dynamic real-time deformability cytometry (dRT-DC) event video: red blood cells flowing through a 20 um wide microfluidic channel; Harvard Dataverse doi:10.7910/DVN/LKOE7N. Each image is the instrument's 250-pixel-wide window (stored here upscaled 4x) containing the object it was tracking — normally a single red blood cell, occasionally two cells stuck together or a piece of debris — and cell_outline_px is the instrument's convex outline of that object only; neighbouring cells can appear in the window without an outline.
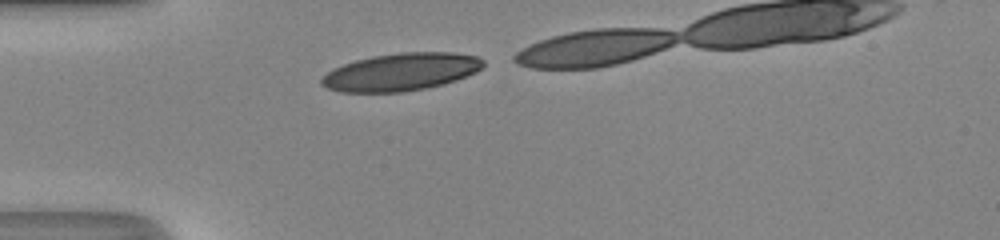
{"species": "human", "species_latin": "Homo sapiens", "temperature_condition": "room temperature", "stored_images_in_passage": 9, "camera_frame_rate_fps": 3000, "um_per_image_px": 0.085, "donor": {"sex": "male"}, "frame": {"image": 1, "passage_image": 1, "time_ms": 0.0, "image_size_px": [1000, 240], "cell_outline_px": [[484, 64], [476, 72], [456, 80], [444, 84], [428, 88], [404, 92], [340, 92], [328, 88], [320, 84], [320, 80], [332, 68], [356, 60], [372, 56], [400, 52], [452, 52], [476, 56], [484, 60]], "centroid_in_image_um": [34.08, 6.12], "position_along_channel_um": 50.9, "area_um2": 35.49}}
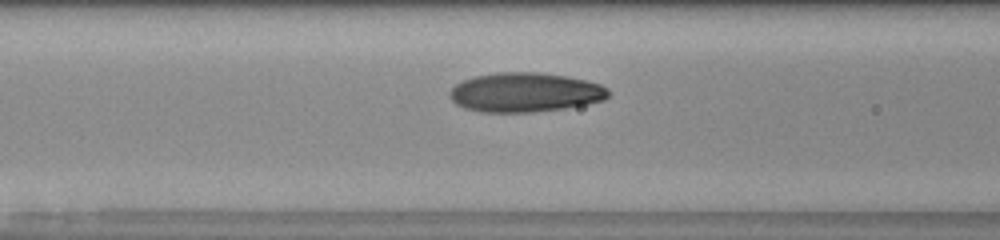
{"frame": {"image": 2, "passage_image": 7, "time_ms": 2.0, "image_size_px": [1000, 240], "cell_outline_px": [[612, 92], [604, 100], [564, 108], [528, 112], [484, 112], [464, 108], [456, 104], [448, 96], [448, 92], [456, 84], [464, 80], [476, 76], [496, 72], [536, 72], [568, 76], [600, 84], [608, 88]], "centroid_in_image_um": [44.63, 7.84], "position_along_channel_um": 122.0, "area_um2": 36.36}}